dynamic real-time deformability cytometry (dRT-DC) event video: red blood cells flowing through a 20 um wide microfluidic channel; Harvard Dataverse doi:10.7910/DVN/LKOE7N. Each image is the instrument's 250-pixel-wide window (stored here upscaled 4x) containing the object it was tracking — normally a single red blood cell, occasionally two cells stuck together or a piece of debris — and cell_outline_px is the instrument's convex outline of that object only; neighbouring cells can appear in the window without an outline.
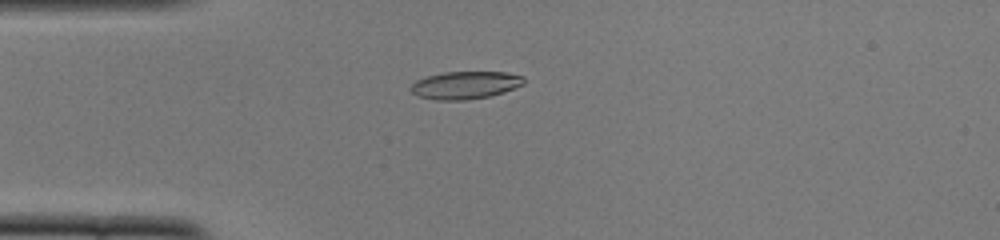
{"species": "common noctule bat (a hibernating species)", "species_latin": "Nyctalus noctula", "temperature_condition": "cold", "stored_images_in_passage": 46, "camera_frame_rate_fps": 3000, "um_per_image_px": 0.085, "animal": {"sex": "female", "body_mass_g": 22.0, "forearm_length_mm": 56.7}, "frame": {"image": 1, "passage_image": 8, "time_ms": 2.333, "image_size_px": [1000, 240], "cell_outline_px": [[524, 84], [504, 92], [488, 96], [464, 100], [436, 100], [416, 96], [408, 88], [416, 80], [428, 76], [444, 72], [504, 72], [524, 76]], "centroid_in_image_um": [39.52, 7.24], "position_along_channel_um": 45.5, "area_um2": 18.21}}
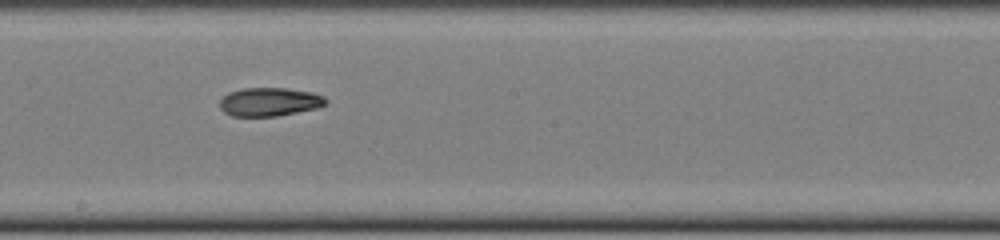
{"frame": {"image": 2, "passage_image": 23, "time_ms": 7.333, "image_size_px": [1000, 240], "cell_outline_px": [[328, 100], [324, 104], [316, 108], [276, 116], [232, 116], [224, 112], [220, 108], [220, 100], [228, 92], [244, 88], [288, 88], [312, 92], [324, 96]], "centroid_in_image_um": [22.89, 8.65], "position_along_channel_um": 225.3, "area_um2": 17.57}}
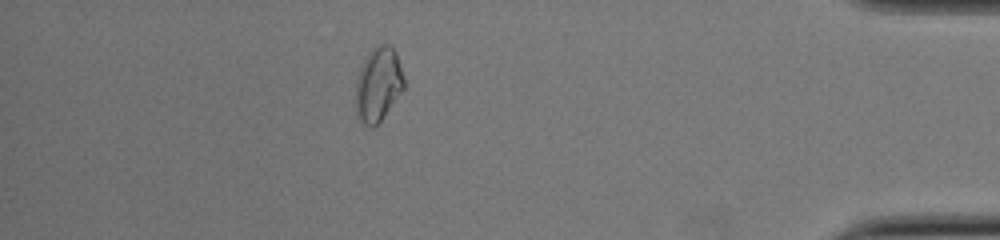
{"frame": {"image": 3, "passage_image": 40, "time_ms": 13.0, "image_size_px": [1000, 240], "cell_outline_px": [[404, 88], [380, 120], [372, 128], [368, 128], [360, 120], [356, 112], [356, 80], [360, 68], [368, 52], [372, 48], [380, 44], [388, 44], [396, 52], [404, 76]], "centroid_in_image_um": [32.14, 7.15], "position_along_channel_um": 403.1, "area_um2": 20.69}, "authors_computed_cell_mechanics": {"area_um2": 18.2648, "velocity_mm_per_s": 3.9068, "shape_relaxation_time_tau1_ms": null, "shape_relaxation_time_tau2_ms": 4.688, "deformation_change_tau1": null, "deformation_change_tau2": 0.095}}